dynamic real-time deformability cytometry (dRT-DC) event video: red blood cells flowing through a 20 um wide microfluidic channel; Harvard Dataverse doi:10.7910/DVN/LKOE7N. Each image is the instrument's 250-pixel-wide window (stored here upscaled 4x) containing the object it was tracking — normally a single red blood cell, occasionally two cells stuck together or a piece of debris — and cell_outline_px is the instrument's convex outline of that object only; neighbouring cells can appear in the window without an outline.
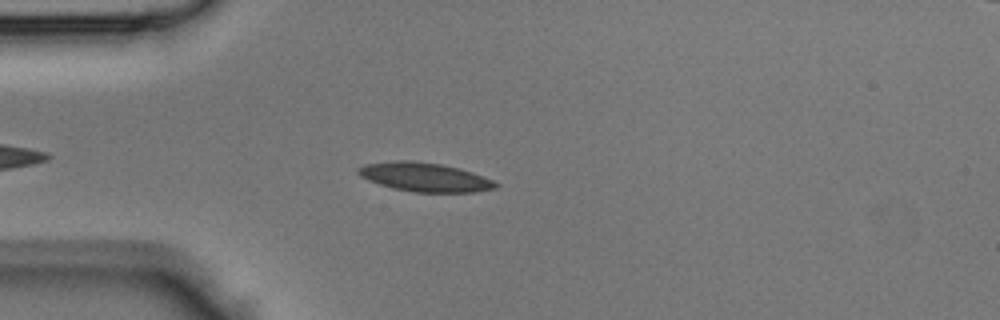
{"species": "Egyptian fruit bat (a non-hibernating species)", "species_latin": "Rousettus aegyptiacus", "temperature_condition": "room temperature", "stored_images_in_passage": 36, "camera_frame_rate_fps": 3000, "um_per_image_px": 0.085, "animal": {"sex": "male"}, "frame": {"image": 1, "passage_image": 4, "time_ms": 1.0, "image_size_px": [1000, 320], "cell_outline_px": [[500, 184], [496, 188], [476, 192], [416, 192], [392, 188], [368, 180], [360, 176], [356, 172], [356, 168], [364, 164], [396, 160], [412, 160], [440, 164], [460, 168], [472, 172], [492, 180]], "centroid_in_image_um": [36.08, 15.05], "position_along_channel_um": 48.9, "area_um2": 23.24}}
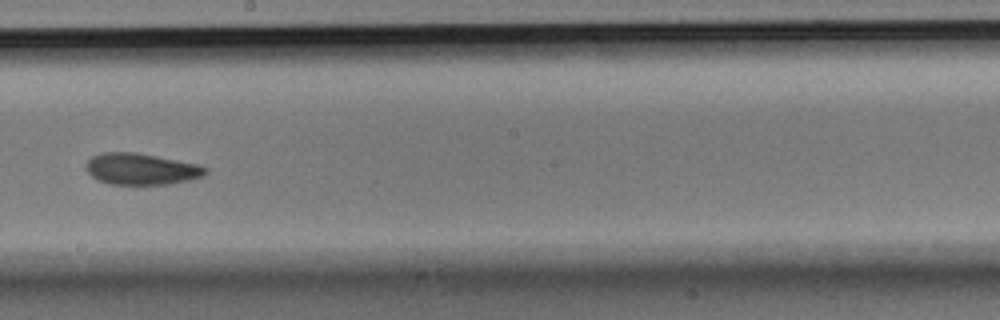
{"frame": {"image": 2, "passage_image": 17, "time_ms": 5.333, "image_size_px": [1000, 320], "cell_outline_px": [[208, 172], [200, 176], [188, 180], [168, 184], [108, 184], [92, 176], [84, 168], [84, 164], [92, 156], [100, 152], [136, 152], [196, 164], [208, 168]], "centroid_in_image_um": [11.94, 14.35], "position_along_channel_um": 236.3, "area_um2": 21.73}}
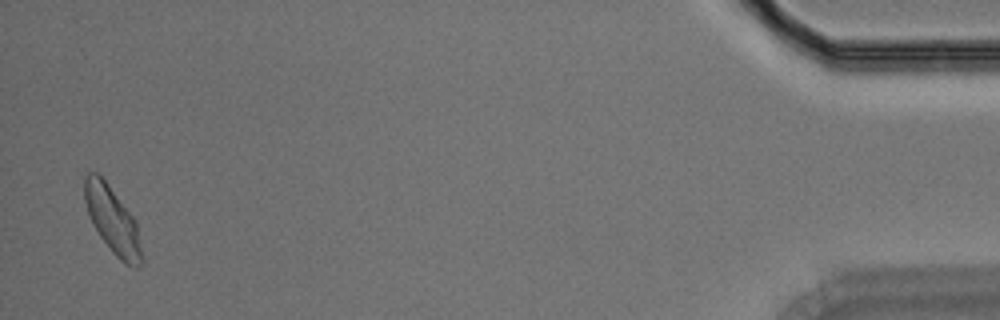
{"frame": {"image": 3, "passage_image": 35, "time_ms": 11.333, "image_size_px": [1000, 320], "cell_outline_px": [[144, 260], [136, 268], [132, 268], [124, 264], [112, 252], [100, 236], [92, 224], [84, 200], [84, 176], [88, 172], [96, 172], [104, 180], [136, 220], [144, 256]], "centroid_in_image_um": [9.59, 18.77], "position_along_channel_um": 425.6, "area_um2": 22.31}}